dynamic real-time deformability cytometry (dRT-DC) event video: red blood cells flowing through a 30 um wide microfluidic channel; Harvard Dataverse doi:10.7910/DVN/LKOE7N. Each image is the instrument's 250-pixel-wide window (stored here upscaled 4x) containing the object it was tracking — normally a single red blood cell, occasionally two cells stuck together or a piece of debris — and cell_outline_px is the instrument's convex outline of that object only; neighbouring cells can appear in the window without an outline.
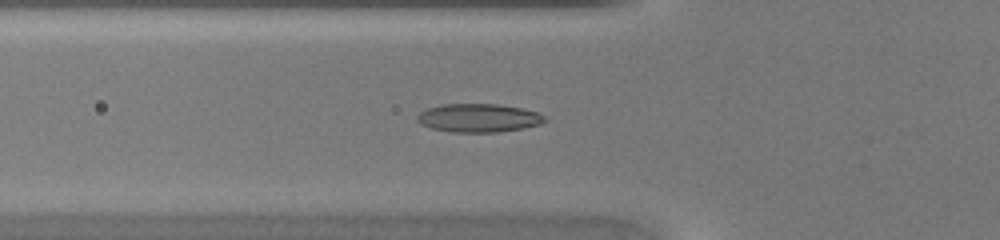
{"species": "common noctule bat (a hibernating species)", "species_latin": "Nyctalus noctula", "temperature_condition": "warm", "stored_images_in_passage": 47, "segment_of_instrument_passage": [1, 2], "camera_frame_rate_fps": 3000, "um_per_image_px": 0.085, "animal": {"sex": "female", "body_mass_g": 20.0, "forearm_length_mm": 54.0}, "frame": {"image": 1, "passage_image": 17, "time_ms": 5.333, "image_size_px": [1000, 240], "cell_outline_px": [[548, 120], [540, 124], [524, 128], [500, 132], [452, 132], [432, 128], [420, 124], [416, 120], [416, 116], [420, 112], [428, 108], [444, 104], [496, 104], [524, 108], [536, 112], [544, 116]], "centroid_in_image_um": [40.69, 10.03], "position_along_channel_um": 85.1, "area_um2": 21.21}}
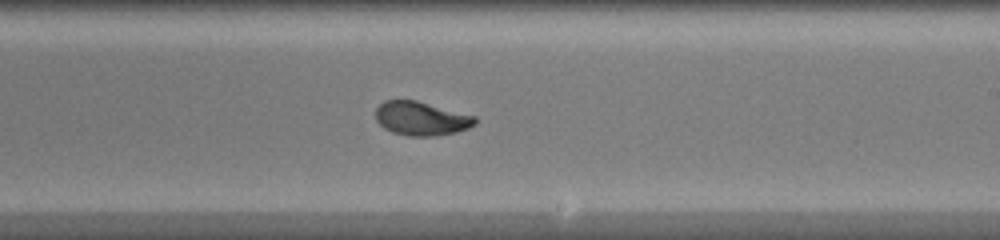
{"frame": {"image": 2, "passage_image": 28, "time_ms": 9.0, "image_size_px": [1000, 240], "cell_outline_px": [[476, 124], [468, 128], [456, 132], [436, 136], [408, 136], [392, 132], [384, 128], [376, 120], [376, 108], [384, 100], [416, 100], [476, 116]], "centroid_in_image_um": [35.81, 10.07], "position_along_channel_um": 253.2, "area_um2": 19.65}}
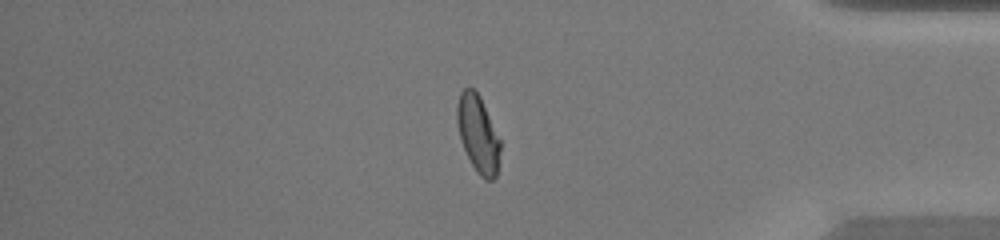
{"frame": {"image": 3, "passage_image": 39, "time_ms": 12.667, "image_size_px": [1000, 240], "cell_outline_px": [[500, 148], [496, 176], [492, 180], [484, 180], [476, 172], [460, 140], [456, 120], [456, 104], [460, 92], [464, 88], [472, 88], [480, 96], [500, 140]], "centroid_in_image_um": [40.61, 11.38], "position_along_channel_um": 394.6, "area_um2": 19.31}}